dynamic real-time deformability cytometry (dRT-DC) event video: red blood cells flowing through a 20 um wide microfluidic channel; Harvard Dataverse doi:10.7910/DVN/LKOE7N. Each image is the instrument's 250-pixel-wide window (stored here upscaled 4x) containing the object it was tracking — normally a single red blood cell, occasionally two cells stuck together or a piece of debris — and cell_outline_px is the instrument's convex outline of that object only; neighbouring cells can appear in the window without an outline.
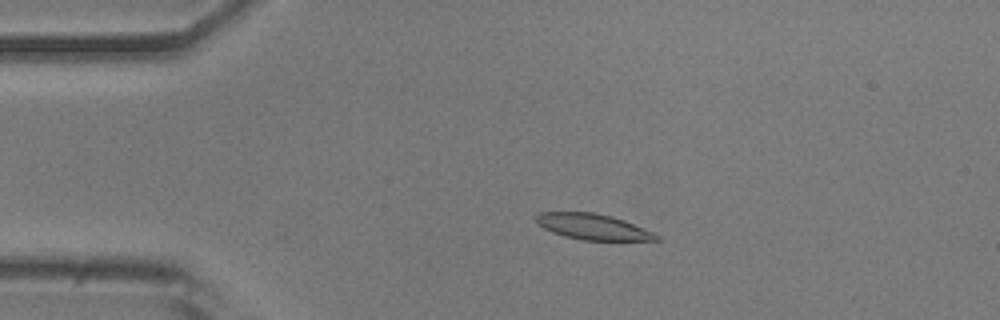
{"species": "common noctule bat (a hibernating species)", "species_latin": "Nyctalus noctula", "temperature_condition": "room temperature", "stored_images_in_passage": 52, "camera_frame_rate_fps": 3000, "um_per_image_px": 0.085, "animal": {"sex": "male", "body_mass_g": 20.5, "forearm_length_mm": 52.5}, "frame": {"image": 1, "passage_image": 11, "time_ms": 3.333, "image_size_px": [1000, 320], "cell_outline_px": [[660, 240], [584, 240], [564, 236], [552, 232], [544, 228], [536, 220], [536, 216], [540, 212], [592, 212], [612, 216], [624, 220], [652, 232], [660, 236]], "centroid_in_image_um": [50.4, 19.27], "position_along_channel_um": 34.6, "area_um2": 17.8}}
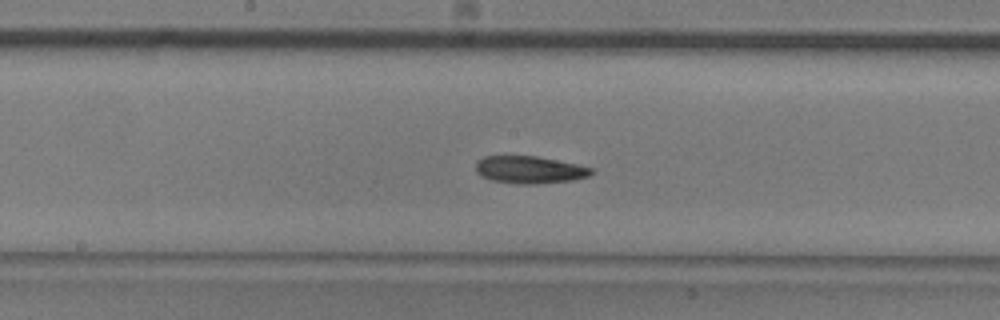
{"frame": {"image": 2, "passage_image": 27, "time_ms": 8.667, "image_size_px": [1000, 320], "cell_outline_px": [[592, 172], [588, 176], [572, 180], [536, 184], [516, 184], [492, 180], [476, 172], [476, 160], [484, 156], [536, 156], [576, 164], [592, 168]], "centroid_in_image_um": [44.98, 14.43], "position_along_channel_um": 203.2, "area_um2": 18.26}}
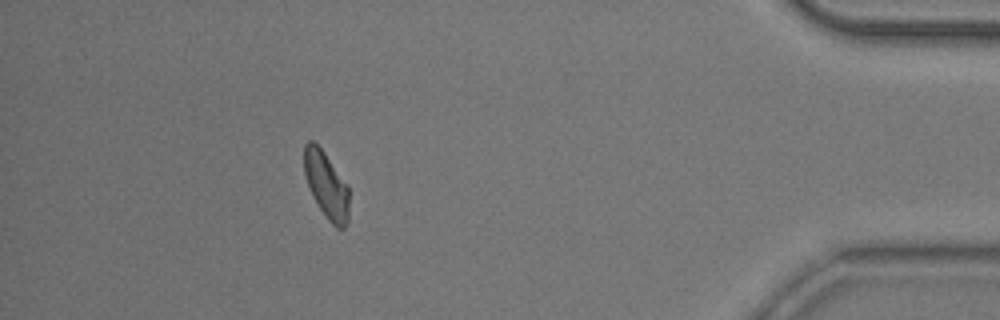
{"frame": {"image": 3, "passage_image": 47, "time_ms": 15.333, "image_size_px": [1000, 320], "cell_outline_px": [[348, 220], [344, 228], [336, 228], [328, 220], [312, 196], [304, 172], [304, 144], [308, 140], [312, 140], [324, 152], [348, 188]], "centroid_in_image_um": [27.71, 15.74], "position_along_channel_um": 407.5, "area_um2": 16.99}, "authors_computed_cell_mechanics": {"area_um2": 18.4671, "velocity_mm_per_s": 3.8615, "shape_relaxation_time_tau1_ms": 7.0105, "shape_relaxation_time_tau2_ms": null, "deformation_change_tau1": 0.1648, "deformation_change_tau2": null}}